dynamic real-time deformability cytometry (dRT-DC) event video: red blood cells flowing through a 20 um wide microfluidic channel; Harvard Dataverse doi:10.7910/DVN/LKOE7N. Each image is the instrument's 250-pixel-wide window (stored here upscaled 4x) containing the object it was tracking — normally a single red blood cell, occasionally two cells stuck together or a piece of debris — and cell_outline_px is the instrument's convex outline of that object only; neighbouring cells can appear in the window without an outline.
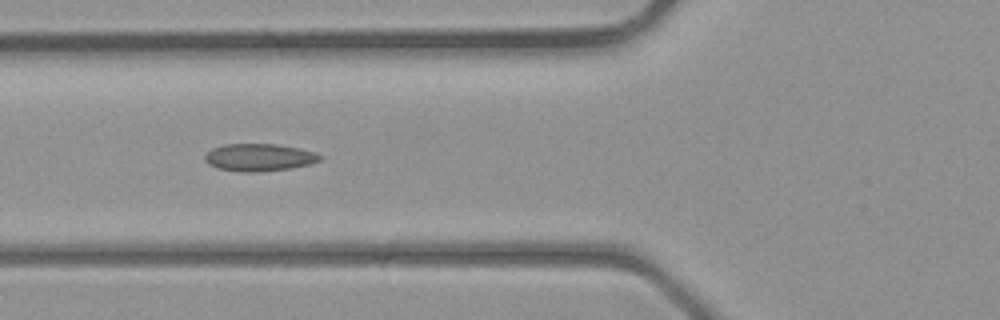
{"species": "common noctule bat (a hibernating species)", "species_latin": "Nyctalus noctula", "temperature_condition": "room temperature", "stored_images_in_passage": 38, "camera_frame_rate_fps": 3000, "um_per_image_px": 0.085, "animal": {"sex": "male", "body_mass_g": 23.1, "forearm_length_mm": 52.7}, "frame": {"image": 1, "passage_image": 14, "time_ms": 4.333, "image_size_px": [1000, 320], "cell_outline_px": [[324, 156], [320, 160], [308, 164], [288, 168], [260, 172], [244, 172], [216, 168], [208, 164], [204, 160], [204, 156], [212, 148], [224, 144], [280, 144], [300, 148], [316, 152]], "centroid_in_image_um": [22.02, 13.37], "position_along_channel_um": 103.8, "area_um2": 18.5}}
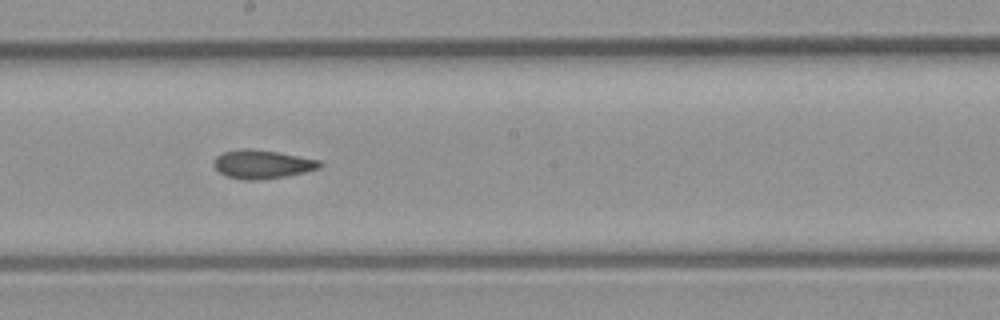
{"frame": {"image": 2, "passage_image": 21, "time_ms": 6.667, "image_size_px": [1000, 320], "cell_outline_px": [[324, 164], [320, 168], [304, 172], [284, 176], [256, 180], [248, 180], [228, 176], [220, 172], [212, 164], [216, 156], [224, 152], [240, 148], [252, 148], [276, 152], [320, 160]], "centroid_in_image_um": [22.29, 13.94], "position_along_channel_um": 225.9, "area_um2": 17.51}}
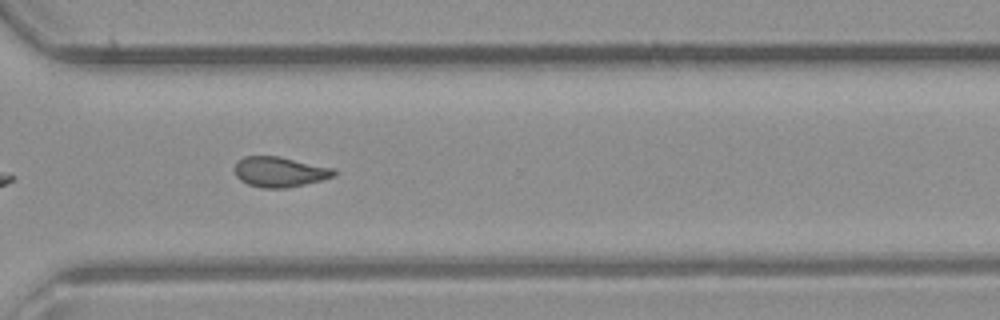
{"frame": {"image": 3, "passage_image": 28, "time_ms": 9.0, "image_size_px": [1000, 320], "cell_outline_px": [[336, 176], [304, 184], [284, 188], [260, 188], [248, 184], [240, 180], [236, 176], [236, 160], [244, 156], [280, 156], [336, 168]], "centroid_in_image_um": [23.79, 14.6], "position_along_channel_um": 346.8, "area_um2": 17.63}}